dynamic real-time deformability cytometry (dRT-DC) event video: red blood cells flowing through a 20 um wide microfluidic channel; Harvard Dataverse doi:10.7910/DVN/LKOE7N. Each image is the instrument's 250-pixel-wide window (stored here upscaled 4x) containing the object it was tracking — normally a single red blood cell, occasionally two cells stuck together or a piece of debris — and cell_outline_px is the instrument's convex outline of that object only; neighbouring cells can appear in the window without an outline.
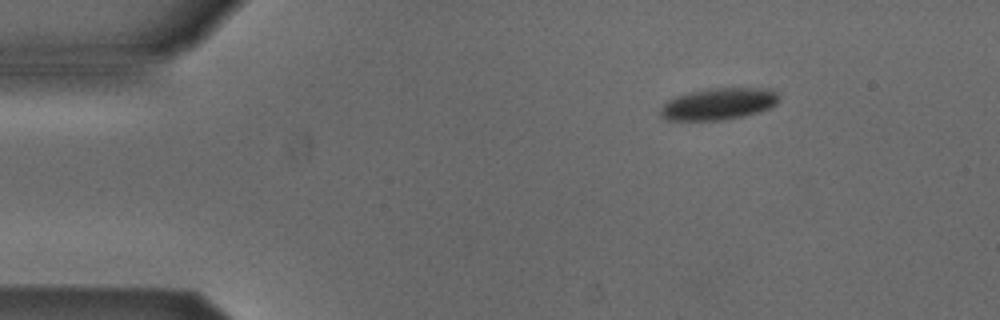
{"species": "Egyptian fruit bat (a non-hibernating species)", "species_latin": "Rousettus aegyptiacus", "temperature_condition": "cold", "stored_images_in_passage": 3, "camera_frame_rate_fps": 3000, "um_per_image_px": 0.085, "animal": {"sex": "male"}, "frame": {"image": 1, "passage_image": 1, "time_ms": 0.0, "image_size_px": [1000, 320], "cell_outline_px": [[780, 100], [776, 104], [768, 108], [744, 116], [720, 120], [668, 120], [660, 112], [660, 108], [668, 100], [676, 96], [688, 92], [708, 88], [768, 88], [776, 92], [780, 96]], "centroid_in_image_um": [61.1, 8.81], "position_along_channel_um": 23.9, "area_um2": 21.85}}
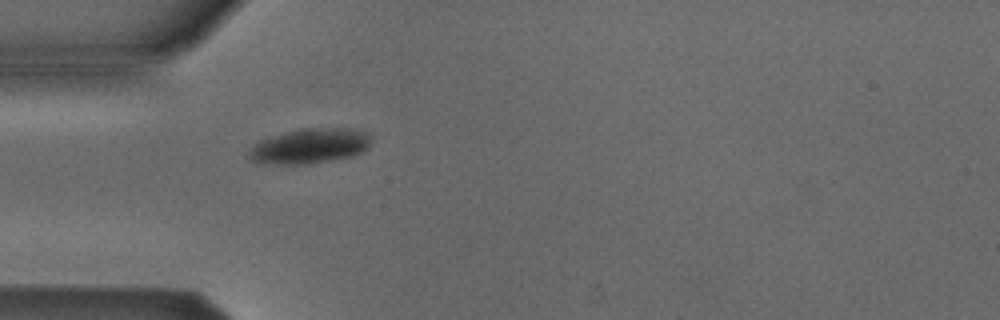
{"frame": {"image": 2, "passage_image": 3, "time_ms": 0.667, "image_size_px": [1000, 320], "cell_outline_px": [[372, 136], [368, 144], [360, 152], [352, 156], [308, 164], [260, 164], [252, 160], [248, 156], [248, 152], [252, 144], [260, 140], [284, 132], [300, 128], [352, 128], [364, 132]], "centroid_in_image_um": [26.26, 12.41], "position_along_channel_um": 58.7, "area_um2": 24.97}}